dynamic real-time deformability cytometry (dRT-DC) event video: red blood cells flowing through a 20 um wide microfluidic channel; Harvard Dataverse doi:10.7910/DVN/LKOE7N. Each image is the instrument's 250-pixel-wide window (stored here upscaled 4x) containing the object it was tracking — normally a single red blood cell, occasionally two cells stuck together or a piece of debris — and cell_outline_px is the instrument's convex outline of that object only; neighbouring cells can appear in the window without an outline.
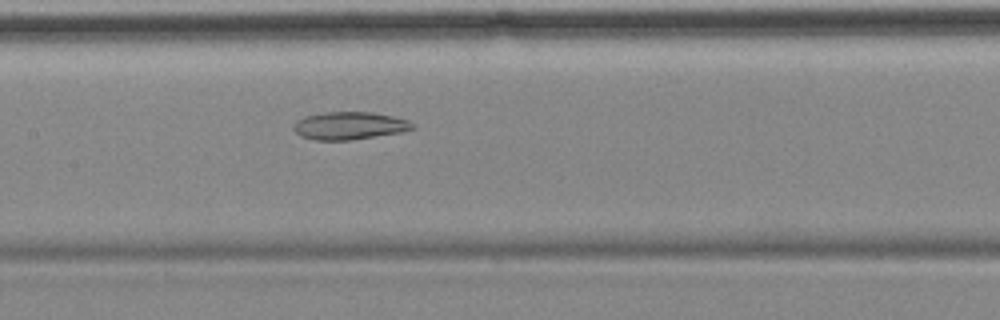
{"species": "common noctule bat (a hibernating species)", "species_latin": "Nyctalus noctula", "temperature_condition": "cold", "stored_images_in_passage": 7, "camera_frame_rate_fps": 3000, "um_per_image_px": 0.085, "animal": {"sex": "female", "body_mass_g": 18.4}, "frame": {"image": 1, "passage_image": 7, "time_ms": 7.0, "image_size_px": [1000, 320], "cell_outline_px": [[416, 128], [400, 132], [348, 140], [316, 140], [300, 136], [292, 128], [296, 120], [304, 116], [324, 112], [372, 112], [392, 116], [408, 120], [416, 124]], "centroid_in_image_um": [29.69, 10.67], "position_along_channel_um": 177.7, "area_um2": 19.19}}